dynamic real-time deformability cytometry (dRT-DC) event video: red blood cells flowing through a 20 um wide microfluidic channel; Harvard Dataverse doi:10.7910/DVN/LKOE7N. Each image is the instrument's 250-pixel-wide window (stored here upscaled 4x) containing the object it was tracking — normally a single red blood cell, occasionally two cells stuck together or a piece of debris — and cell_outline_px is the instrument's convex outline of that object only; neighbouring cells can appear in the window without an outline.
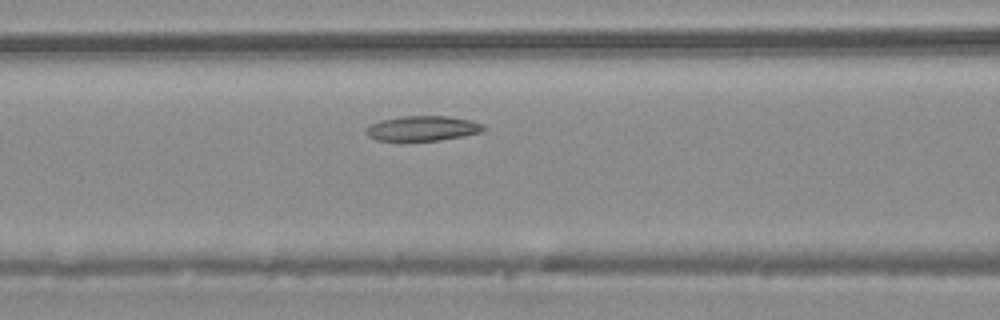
{"species": "common noctule bat (a hibernating species)", "species_latin": "Nyctalus noctula", "temperature_condition": "warm", "stored_images_in_passage": 30, "segment_of_instrument_passage": [1, 2], "camera_frame_rate_fps": 3000, "um_per_image_px": 0.085, "animal": {"sex": "male", "body_mass_g": 20.4}, "frame": {"image": 1, "passage_image": 12, "time_ms": 3.667, "image_size_px": [1000, 320], "cell_outline_px": [[488, 128], [480, 132], [464, 136], [440, 140], [376, 140], [368, 136], [364, 132], [372, 124], [380, 120], [404, 116], [448, 116], [468, 120], [484, 124]], "centroid_in_image_um": [35.95, 10.91], "position_along_channel_um": 130.6, "area_um2": 16.94}}
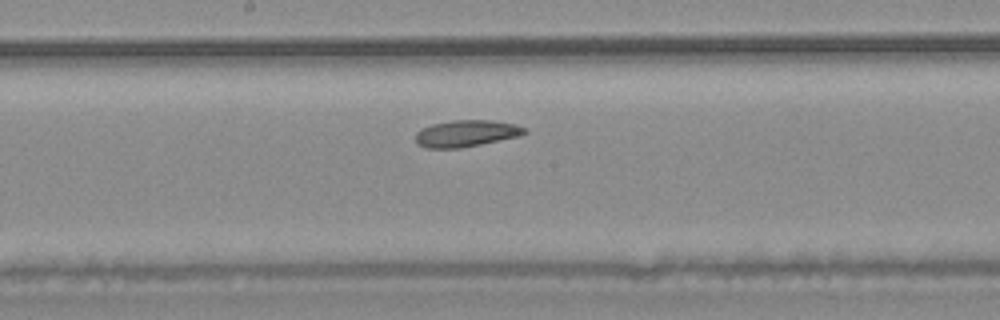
{"frame": {"image": 2, "passage_image": 17, "time_ms": 5.333, "image_size_px": [1000, 320], "cell_outline_px": [[528, 132], [520, 136], [460, 148], [424, 148], [416, 144], [416, 132], [432, 124], [452, 120], [492, 120], [516, 124], [524, 128]], "centroid_in_image_um": [39.63, 11.34], "position_along_channel_um": 208.6, "area_um2": 16.94}}
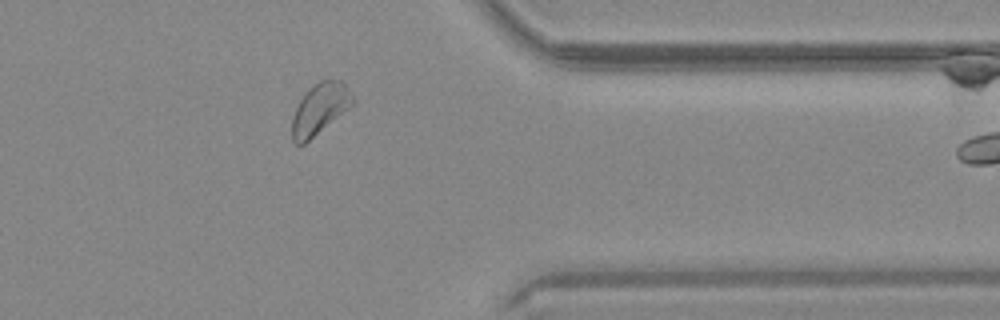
{"frame": {"image": 3, "passage_image": 29, "time_ms": 9.333, "image_size_px": [1000, 320], "cell_outline_px": [[356, 100], [348, 108], [304, 144], [296, 144], [292, 140], [292, 116], [304, 92], [308, 88], [320, 80], [340, 80], [348, 88]], "centroid_in_image_um": [27.16, 9.23], "position_along_channel_um": 384.2, "area_um2": 17.74}}